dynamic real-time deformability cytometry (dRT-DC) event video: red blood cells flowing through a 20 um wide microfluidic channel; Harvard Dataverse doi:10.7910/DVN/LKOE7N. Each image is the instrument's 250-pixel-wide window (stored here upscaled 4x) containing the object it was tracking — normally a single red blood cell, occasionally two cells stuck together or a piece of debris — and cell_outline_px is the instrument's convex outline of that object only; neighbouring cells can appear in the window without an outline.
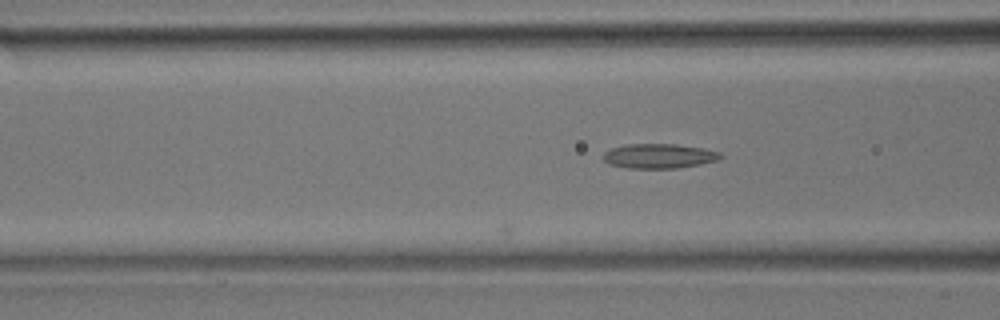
{"species": "common noctule bat (a hibernating species)", "species_latin": "Nyctalus noctula", "temperature_condition": "room temperature", "stored_images_in_passage": 7, "camera_frame_rate_fps": 3000, "um_per_image_px": 0.085, "animal": {"sex": "male", "body_mass_g": 17.9}, "frame": {"image": 1, "passage_image": 7, "time_ms": 2.0, "image_size_px": [1000, 320], "cell_outline_px": [[724, 156], [716, 160], [700, 164], [676, 168], [628, 168], [608, 164], [604, 160], [604, 152], [612, 148], [624, 144], [676, 144], [704, 148], [720, 152]], "centroid_in_image_um": [56.01, 13.25], "position_along_channel_um": 110.6, "area_um2": 16.82}}